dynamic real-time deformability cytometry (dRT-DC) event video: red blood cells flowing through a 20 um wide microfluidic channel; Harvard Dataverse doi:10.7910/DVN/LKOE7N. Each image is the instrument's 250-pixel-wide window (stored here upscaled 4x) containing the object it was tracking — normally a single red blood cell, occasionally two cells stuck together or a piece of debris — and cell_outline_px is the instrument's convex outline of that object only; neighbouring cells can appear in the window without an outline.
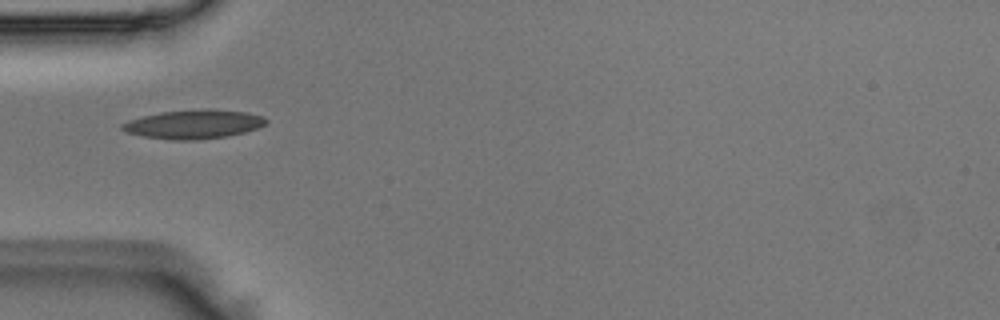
{"species": "Egyptian fruit bat (a non-hibernating species)", "species_latin": "Rousettus aegyptiacus", "temperature_condition": "room temperature", "stored_images_in_passage": 5, "camera_frame_rate_fps": 3000, "um_per_image_px": 0.085, "animal": {"sex": "male"}, "frame": {"image": 1, "passage_image": 4, "time_ms": 1.0, "image_size_px": [1000, 320], "cell_outline_px": [[268, 120], [264, 124], [256, 128], [244, 132], [228, 136], [196, 140], [172, 140], [144, 136], [128, 132], [120, 128], [120, 124], [128, 120], [160, 112], [208, 108], [244, 112], [264, 116]], "centroid_in_image_um": [16.46, 10.55], "position_along_channel_um": 68.5, "area_um2": 24.16}}
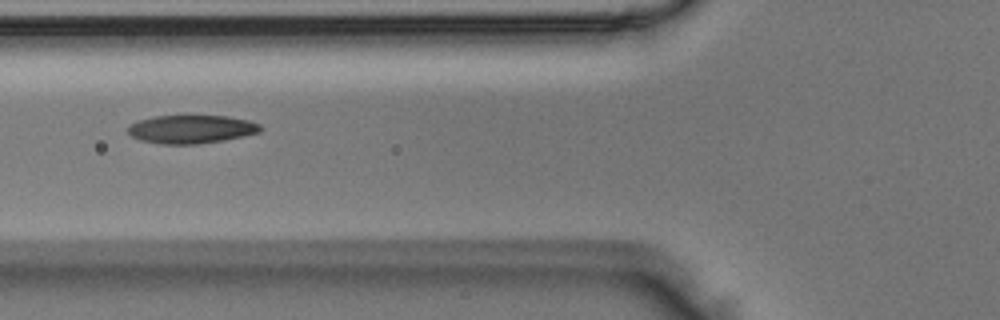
{"frame": {"image": 2, "passage_image": 5, "time_ms": 1.333, "image_size_px": [1000, 320], "cell_outline_px": [[264, 128], [260, 132], [244, 136], [224, 140], [196, 144], [160, 144], [140, 140], [132, 136], [128, 132], [128, 124], [136, 120], [156, 116], [228, 116], [248, 120], [260, 124]], "centroid_in_image_um": [16.26, 10.98], "position_along_channel_um": 109.5, "area_um2": 22.02}}